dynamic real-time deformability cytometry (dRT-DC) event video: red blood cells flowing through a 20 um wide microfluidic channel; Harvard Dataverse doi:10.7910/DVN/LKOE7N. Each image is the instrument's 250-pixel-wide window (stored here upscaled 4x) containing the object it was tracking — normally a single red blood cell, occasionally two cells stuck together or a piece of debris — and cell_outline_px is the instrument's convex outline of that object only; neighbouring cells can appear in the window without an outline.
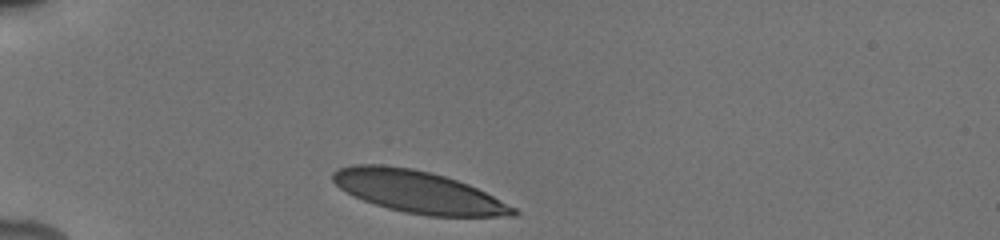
{"species": "human", "species_latin": "Homo sapiens", "temperature_condition": "cold", "stored_images_in_passage": 42, "camera_frame_rate_fps": 3000, "um_per_image_px": 0.085, "donor": {"sex": "male"}, "frame": {"image": 1, "passage_image": 1, "time_ms": 0.0, "image_size_px": [1000, 240], "cell_outline_px": [[520, 212], [516, 216], [428, 216], [404, 212], [388, 208], [352, 196], [340, 188], [332, 180], [332, 172], [336, 168], [352, 164], [380, 164], [412, 168], [432, 172], [468, 184], [516, 208]], "centroid_in_image_um": [35.5, 16.29], "position_along_channel_um": 49.5, "area_um2": 44.16}}
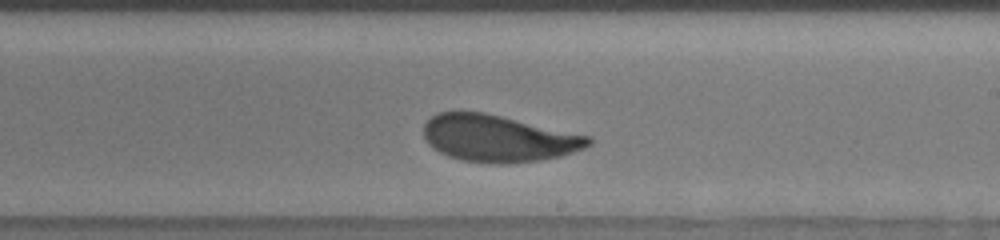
{"frame": {"image": 2, "passage_image": 24, "time_ms": 6.0, "image_size_px": [1000, 240], "cell_outline_px": [[592, 144], [584, 148], [560, 156], [540, 160], [508, 164], [492, 164], [460, 160], [448, 156], [432, 148], [428, 144], [424, 136], [424, 124], [432, 116], [440, 112], [484, 112], [592, 136]], "centroid_in_image_um": [42.37, 11.77], "position_along_channel_um": 246.6, "area_um2": 45.14}}
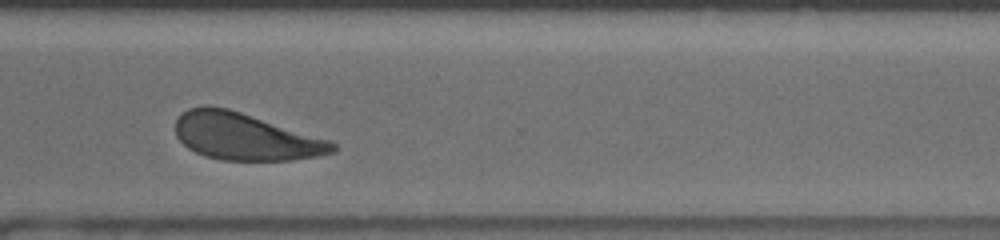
{"frame": {"image": 3, "passage_image": 35, "time_ms": 8.667, "image_size_px": [1000, 240], "cell_outline_px": [[336, 152], [316, 156], [292, 160], [220, 160], [204, 156], [188, 148], [176, 136], [176, 120], [188, 108], [204, 104], [208, 104], [228, 108], [332, 140], [336, 144]], "centroid_in_image_um": [20.86, 11.6], "position_along_channel_um": 349.7, "area_um2": 43.29}, "authors_computed_cell_mechanics": {"area_um2": 45.0551, "velocity_mm_per_s": 3.848, "shape_relaxation_time_tau1_ms": 1.9724, "shape_relaxation_time_tau2_ms": null, "deformation_change_tau1": 0.1153, "deformation_change_tau2": null}}